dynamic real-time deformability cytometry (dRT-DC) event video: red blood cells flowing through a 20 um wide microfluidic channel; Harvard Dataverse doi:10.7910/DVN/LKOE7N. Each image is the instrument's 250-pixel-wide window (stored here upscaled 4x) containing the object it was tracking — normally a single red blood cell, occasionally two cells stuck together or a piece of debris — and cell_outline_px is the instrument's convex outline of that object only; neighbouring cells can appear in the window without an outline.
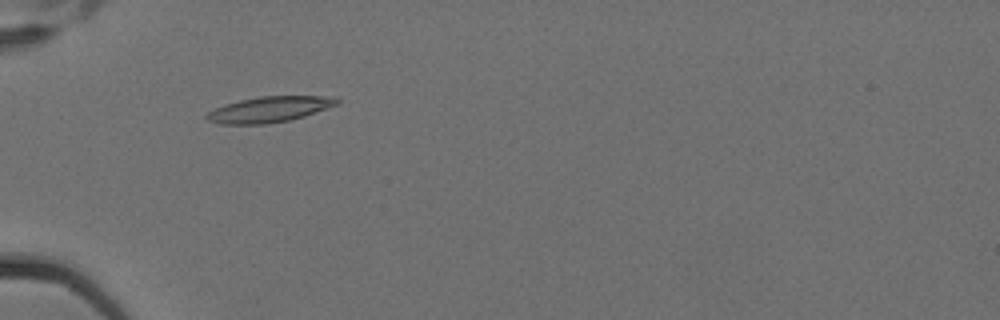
{"species": "Egyptian fruit bat (a non-hibernating species)", "species_latin": "Rousettus aegyptiacus", "temperature_condition": "cold", "stored_images_in_passage": 5, "camera_frame_rate_fps": 3000, "um_per_image_px": 0.085, "animal": {"sex": "female"}, "frame": {"image": 1, "passage_image": 3, "time_ms": 0.667, "image_size_px": [1000, 320], "cell_outline_px": [[340, 104], [304, 116], [288, 120], [268, 124], [220, 124], [208, 120], [204, 116], [208, 112], [224, 104], [240, 100], [260, 96], [336, 96], [340, 100]], "centroid_in_image_um": [22.93, 9.29], "position_along_channel_um": 62.1, "area_um2": 19.59}}
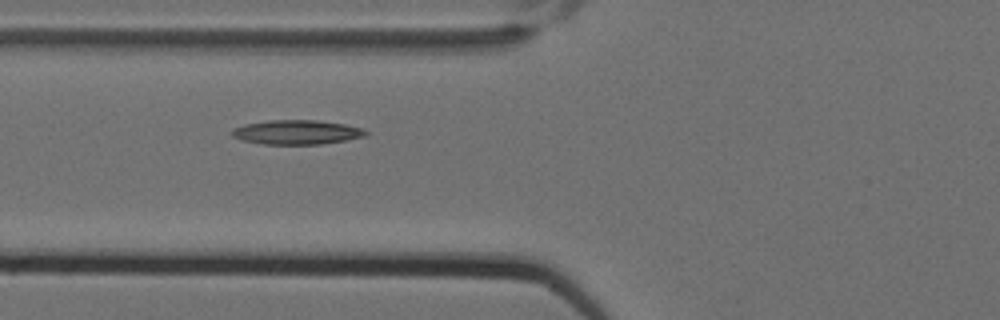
{"frame": {"image": 2, "passage_image": 4, "time_ms": 1.0, "image_size_px": [1000, 320], "cell_outline_px": [[368, 132], [364, 136], [344, 140], [320, 144], [260, 144], [240, 140], [232, 136], [228, 132], [232, 128], [244, 124], [268, 120], [316, 120], [344, 124], [364, 128]], "centroid_in_image_um": [25.14, 11.23], "position_along_channel_um": 100.7, "area_um2": 19.13}}
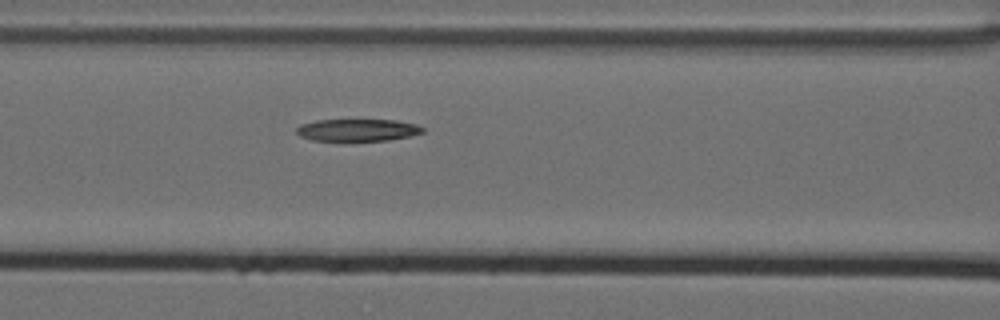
{"frame": {"image": 3, "passage_image": 5, "time_ms": 1.333, "image_size_px": [1000, 320], "cell_outline_px": [[424, 132], [408, 136], [388, 140], [312, 140], [300, 136], [296, 132], [296, 128], [300, 124], [316, 120], [396, 120], [416, 124], [424, 128]], "centroid_in_image_um": [30.37, 11.04], "position_along_channel_um": 136.2, "area_um2": 16.13}}